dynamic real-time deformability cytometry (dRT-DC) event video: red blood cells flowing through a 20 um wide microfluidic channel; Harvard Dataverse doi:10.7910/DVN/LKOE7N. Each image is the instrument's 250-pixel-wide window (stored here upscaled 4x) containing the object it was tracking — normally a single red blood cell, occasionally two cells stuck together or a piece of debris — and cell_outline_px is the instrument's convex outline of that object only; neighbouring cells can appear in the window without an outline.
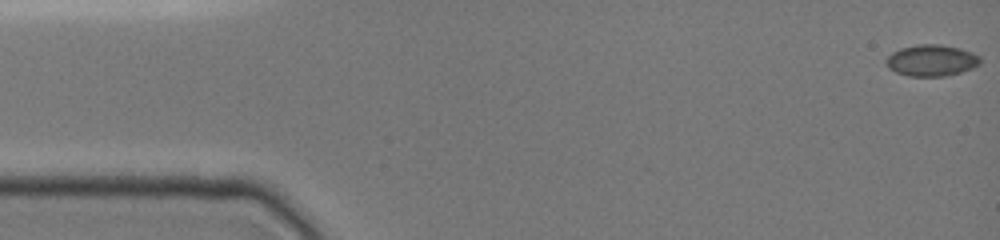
{"species": "common noctule bat (a hibernating species)", "species_latin": "Nyctalus noctula", "temperature_condition": "cold", "stored_images_in_passage": 82, "camera_frame_rate_fps": 3000, "um_per_image_px": 0.085, "animal": {"sex": "female", "body_mass_g": 19.0, "forearm_length_mm": 51.5}, "frame": {"image": 1, "passage_image": 1, "time_ms": 0.0, "image_size_px": [1000, 240], "cell_outline_px": [[980, 64], [972, 68], [960, 72], [944, 76], [908, 76], [896, 72], [888, 68], [884, 64], [884, 60], [892, 52], [900, 48], [920, 44], [940, 44], [960, 48], [972, 52], [980, 56]], "centroid_in_image_um": [79.15, 5.13], "position_along_channel_um": 5.9, "area_um2": 17.34}}
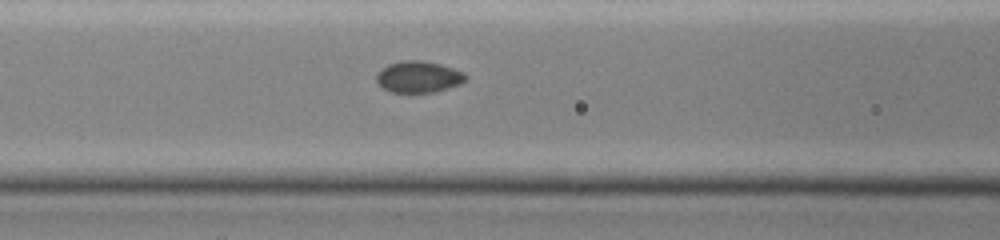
{"frame": {"image": 2, "passage_image": 47, "time_ms": 6.333, "image_size_px": [1000, 240], "cell_outline_px": [[468, 76], [460, 84], [448, 88], [432, 92], [392, 92], [384, 88], [376, 80], [376, 76], [388, 64], [404, 60], [420, 60], [440, 64], [464, 72]], "centroid_in_image_um": [35.6, 6.53], "position_along_channel_um": 131.0, "area_um2": 16.07}}
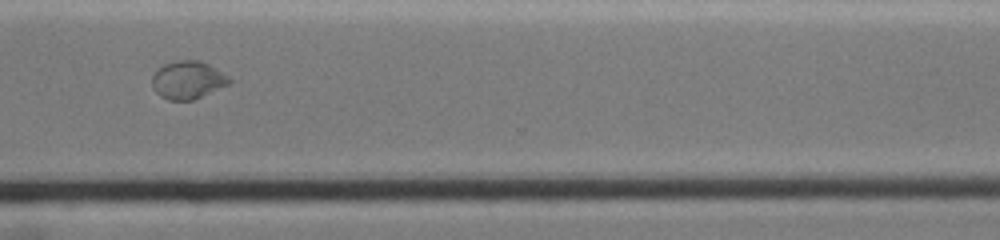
{"frame": {"image": 3, "passage_image": 81, "time_ms": 12.0, "image_size_px": [1000, 240], "cell_outline_px": [[232, 80], [228, 84], [192, 100], [168, 100], [160, 96], [152, 88], [152, 76], [164, 64], [180, 60], [196, 60], [208, 64], [228, 76]], "centroid_in_image_um": [15.93, 6.8], "position_along_channel_um": 354.7, "area_um2": 16.7}}